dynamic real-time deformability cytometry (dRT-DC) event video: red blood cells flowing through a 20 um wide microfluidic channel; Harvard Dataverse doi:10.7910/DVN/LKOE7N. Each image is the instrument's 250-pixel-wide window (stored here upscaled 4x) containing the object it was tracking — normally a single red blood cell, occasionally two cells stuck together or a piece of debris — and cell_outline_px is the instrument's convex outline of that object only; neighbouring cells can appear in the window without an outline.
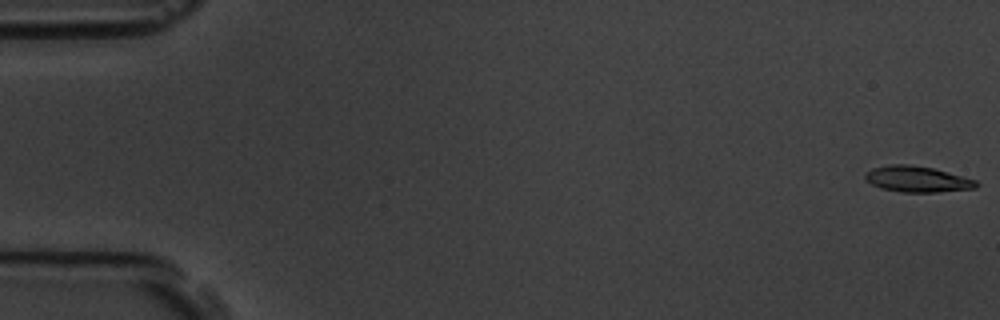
{"species": "common noctule bat (a hibernating species)", "species_latin": "Nyctalus noctula", "temperature_condition": "room temperature", "stored_images_in_passage": 6, "camera_frame_rate_fps": 3000, "um_per_image_px": 0.085, "animal": {"sex": "male", "body_mass_g": 19.5, "forearm_length_mm": 54.6}, "frame": {"image": 1, "passage_image": 1, "time_ms": 0.0, "image_size_px": [1000, 320], "cell_outline_px": [[980, 184], [976, 188], [936, 192], [900, 192], [880, 188], [872, 184], [864, 176], [872, 168], [888, 164], [908, 164], [932, 168], [976, 180]], "centroid_in_image_um": [77.97, 15.23], "position_along_channel_um": 7.0, "area_um2": 16.65}}
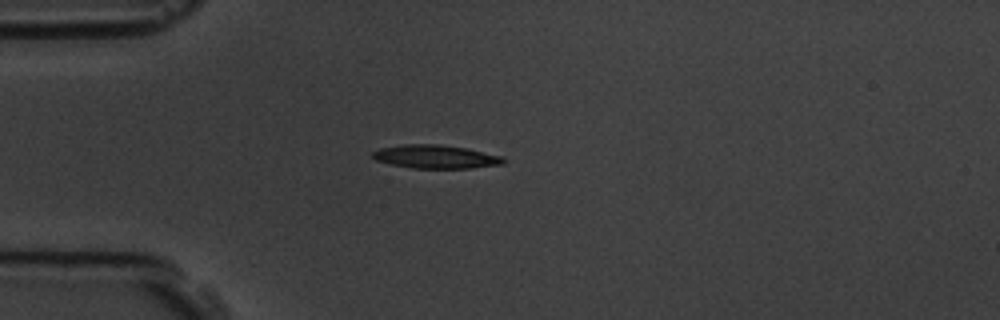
{"frame": {"image": 2, "passage_image": 5, "time_ms": 4.667, "image_size_px": [1000, 320], "cell_outline_px": [[504, 164], [468, 168], [412, 168], [392, 164], [376, 160], [372, 156], [372, 152], [380, 148], [404, 144], [440, 144], [468, 148], [500, 156], [504, 160]], "centroid_in_image_um": [37.01, 13.31], "position_along_channel_um": 48.0, "area_um2": 17.74}}